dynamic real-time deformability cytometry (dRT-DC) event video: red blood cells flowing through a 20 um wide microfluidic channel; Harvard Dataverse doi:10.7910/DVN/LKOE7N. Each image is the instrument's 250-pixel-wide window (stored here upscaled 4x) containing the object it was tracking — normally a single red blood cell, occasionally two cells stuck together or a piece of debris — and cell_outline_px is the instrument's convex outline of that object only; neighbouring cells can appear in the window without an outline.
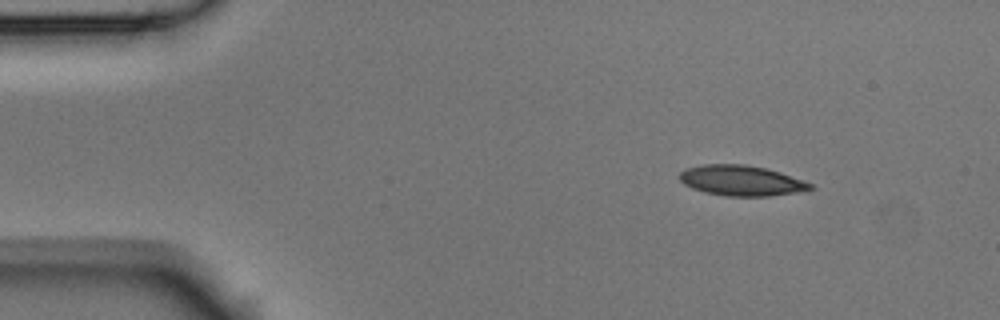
{"species": "Egyptian fruit bat (a non-hibernating species)", "species_latin": "Rousettus aegyptiacus", "temperature_condition": "room temperature", "stored_images_in_passage": 3, "camera_frame_rate_fps": 3000, "um_per_image_px": 0.085, "animal": {"sex": "male"}, "frame": {"image": 1, "passage_image": 1, "time_ms": 0.0, "image_size_px": [1000, 320], "cell_outline_px": [[816, 188], [796, 192], [768, 196], [728, 196], [704, 192], [692, 188], [684, 184], [680, 180], [680, 172], [688, 168], [704, 164], [744, 164], [768, 168], [804, 180], [812, 184]], "centroid_in_image_um": [63.03, 15.34], "position_along_channel_um": 22.0, "area_um2": 23.12}}